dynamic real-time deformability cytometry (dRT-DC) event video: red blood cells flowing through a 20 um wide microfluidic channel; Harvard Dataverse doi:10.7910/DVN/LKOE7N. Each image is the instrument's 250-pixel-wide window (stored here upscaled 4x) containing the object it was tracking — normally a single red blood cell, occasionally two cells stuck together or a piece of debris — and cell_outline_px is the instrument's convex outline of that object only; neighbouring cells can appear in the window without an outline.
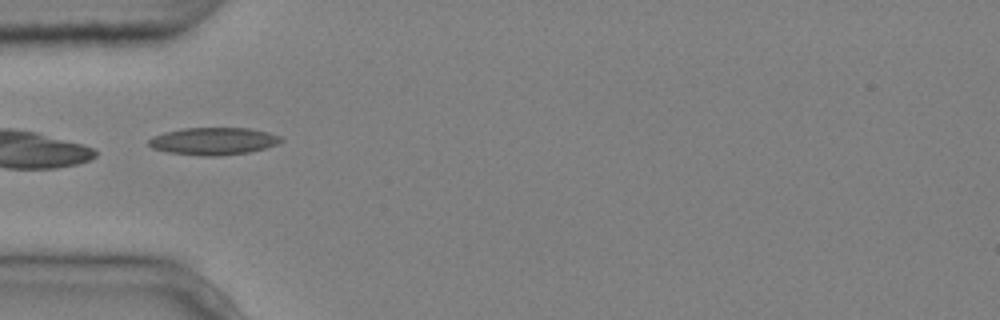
{"species": "common noctule bat (a hibernating species)", "species_latin": "Nyctalus noctula", "temperature_condition": "cold", "stored_images_in_passage": 8, "camera_frame_rate_fps": 3000, "um_per_image_px": 0.085, "animal": {"sex": "male", "body_mass_g": 20.4}, "frame": {"image": 1, "passage_image": 5, "time_ms": 1.333, "image_size_px": [1000, 320], "cell_outline_px": [[284, 140], [276, 144], [264, 148], [248, 152], [220, 156], [204, 156], [168, 152], [152, 148], [148, 144], [148, 140], [152, 136], [164, 132], [180, 128], [248, 128], [268, 132], [280, 136]], "centroid_in_image_um": [18.11, 11.99], "position_along_channel_um": 66.9, "area_um2": 21.1}}